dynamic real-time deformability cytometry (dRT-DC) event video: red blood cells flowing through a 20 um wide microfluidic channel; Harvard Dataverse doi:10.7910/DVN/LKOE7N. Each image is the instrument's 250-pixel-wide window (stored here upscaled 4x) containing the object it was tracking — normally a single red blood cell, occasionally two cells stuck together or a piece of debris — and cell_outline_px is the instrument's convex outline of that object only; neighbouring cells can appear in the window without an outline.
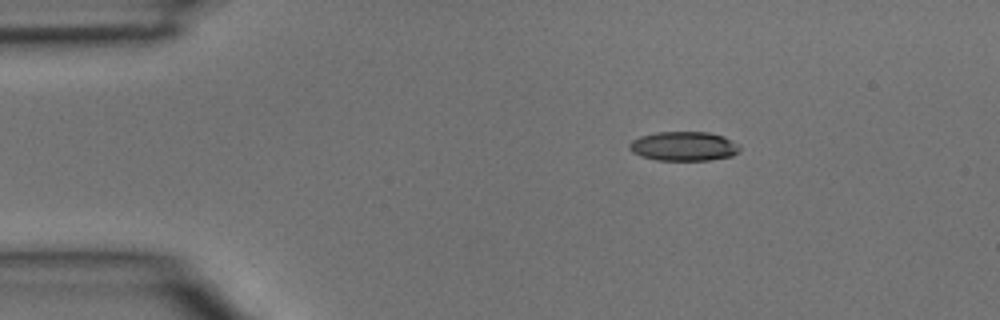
{"species": "common noctule bat (a hibernating species)", "species_latin": "Nyctalus noctula", "temperature_condition": "room temperature", "stored_images_in_passage": 2, "camera_frame_rate_fps": 3000, "um_per_image_px": 0.085, "animal": {"sex": "male", "body_mass_g": 15.6}, "frame": {"image": 1, "passage_image": 1, "time_ms": 0.0, "image_size_px": [1000, 320], "cell_outline_px": [[740, 152], [732, 156], [708, 160], [656, 160], [632, 152], [628, 148], [628, 144], [632, 140], [640, 136], [656, 132], [708, 132], [724, 136], [732, 140], [740, 148]], "centroid_in_image_um": [58.12, 12.42], "position_along_channel_um": 26.9, "area_um2": 18.84}}